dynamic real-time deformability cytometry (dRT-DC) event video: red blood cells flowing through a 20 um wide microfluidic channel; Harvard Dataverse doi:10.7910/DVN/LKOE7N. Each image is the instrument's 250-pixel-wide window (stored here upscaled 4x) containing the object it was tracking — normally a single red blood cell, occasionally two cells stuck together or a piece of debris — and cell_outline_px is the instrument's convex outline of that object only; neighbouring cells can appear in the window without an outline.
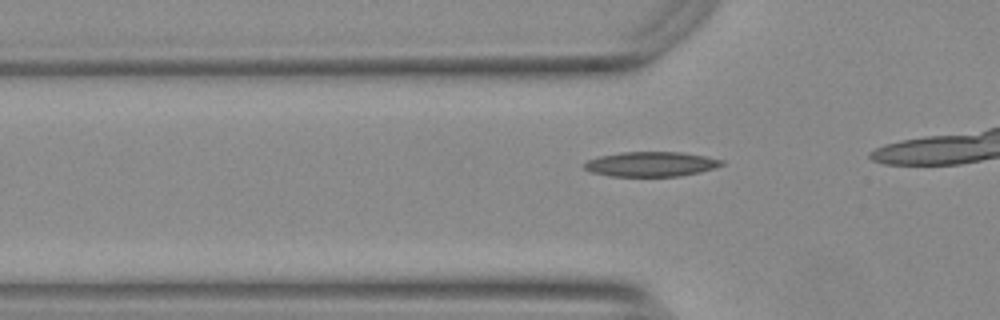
{"species": "Egyptian fruit bat (a non-hibernating species)", "species_latin": "Rousettus aegyptiacus", "temperature_condition": "warm", "stored_images_in_passage": 12, "camera_frame_rate_fps": 3000, "um_per_image_px": 0.085, "animal": {"sex": "female"}, "frame": {"image": 1, "passage_image": 6, "time_ms": 1.667, "image_size_px": [1000, 320], "cell_outline_px": [[724, 164], [700, 172], [680, 176], [608, 176], [592, 172], [584, 168], [584, 164], [588, 160], [600, 156], [620, 152], [684, 152], [724, 160]], "centroid_in_image_um": [55.34, 13.95], "position_along_channel_um": 70.5, "area_um2": 19.77}}
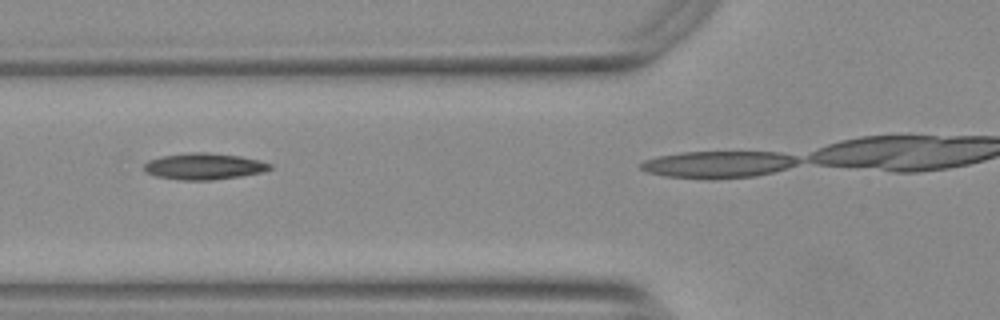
{"frame": {"image": 2, "passage_image": 9, "time_ms": 2.667, "image_size_px": [1000, 320], "cell_outline_px": [[272, 168], [260, 172], [240, 176], [212, 180], [184, 180], [156, 176], [148, 172], [144, 168], [144, 164], [148, 160], [164, 156], [188, 152], [208, 152], [240, 156], [260, 160], [272, 164]], "centroid_in_image_um": [17.36, 14.13], "position_along_channel_um": 108.4, "area_um2": 19.19}}